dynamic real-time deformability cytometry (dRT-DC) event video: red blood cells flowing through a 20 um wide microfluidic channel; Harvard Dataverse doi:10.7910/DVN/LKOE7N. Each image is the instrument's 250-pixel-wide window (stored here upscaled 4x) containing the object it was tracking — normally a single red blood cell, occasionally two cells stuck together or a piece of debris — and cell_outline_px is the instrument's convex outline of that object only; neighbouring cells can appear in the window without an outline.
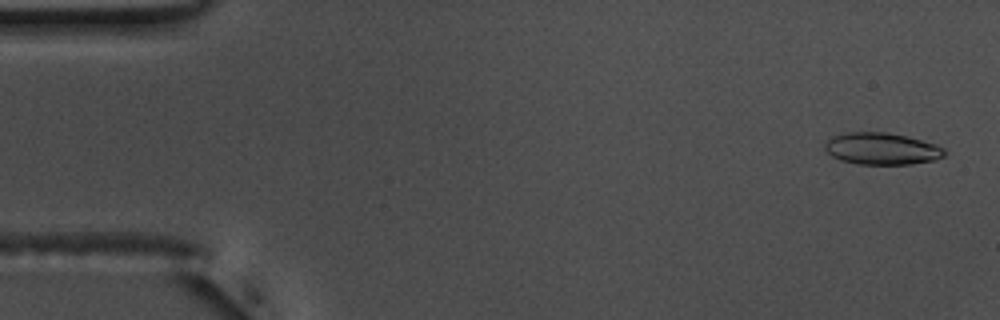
{"species": "common noctule bat (a hibernating species)", "species_latin": "Nyctalus noctula", "temperature_condition": "warm", "stored_images_in_passage": 55, "camera_frame_rate_fps": 3000, "um_per_image_px": 0.085, "animal": {"sex": "male", "body_mass_g": 17.5, "forearm_length_mm": 52.3}, "frame": {"image": 1, "passage_image": 2, "time_ms": 0.333, "image_size_px": [1000, 320], "cell_outline_px": [[948, 152], [944, 156], [936, 160], [912, 164], [856, 164], [840, 160], [832, 156], [824, 148], [824, 144], [832, 136], [848, 132], [888, 132], [908, 136], [936, 144], [944, 148]], "centroid_in_image_um": [74.98, 12.64], "position_along_channel_um": 10.0, "area_um2": 22.48}}
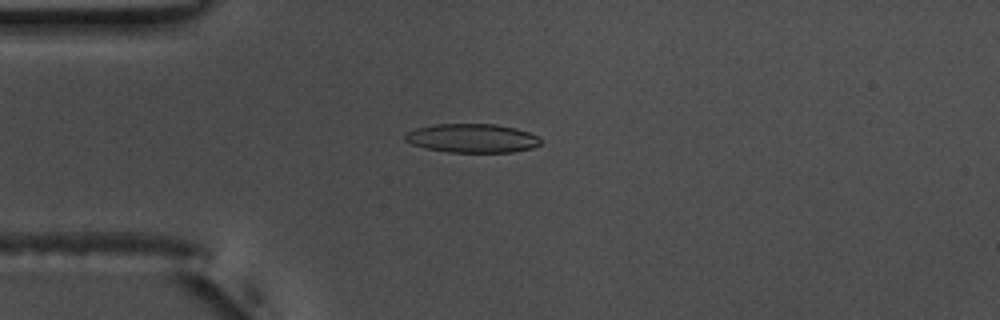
{"frame": {"image": 2, "passage_image": 14, "time_ms": 4.333, "image_size_px": [1000, 320], "cell_outline_px": [[540, 144], [532, 148], [512, 152], [448, 152], [424, 148], [412, 144], [404, 140], [404, 136], [408, 132], [416, 128], [436, 124], [496, 124], [516, 128], [528, 132], [536, 136], [540, 140]], "centroid_in_image_um": [40.11, 11.75], "position_along_channel_um": 44.9, "area_um2": 22.72}}
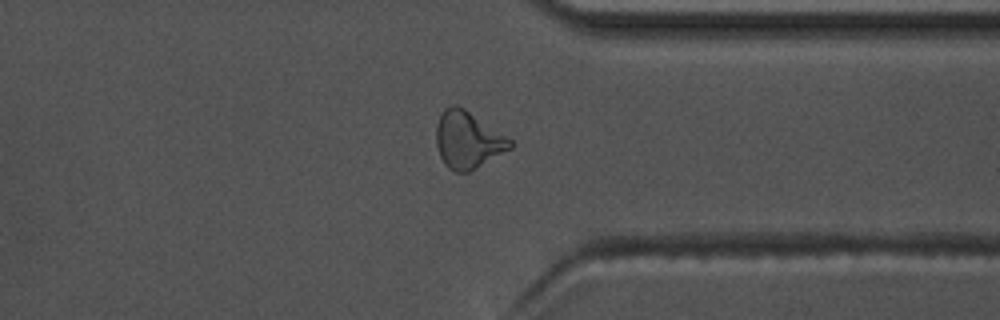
{"frame": {"image": 3, "passage_image": 42, "time_ms": 13.667, "image_size_px": [1000, 320], "cell_outline_px": [[512, 148], [468, 172], [456, 172], [448, 168], [444, 164], [440, 156], [436, 144], [436, 124], [444, 108], [452, 104], [456, 104], [464, 108], [512, 140]], "centroid_in_image_um": [39.73, 11.89], "position_along_channel_um": 371.7, "area_um2": 24.39}, "authors_computed_cell_mechanics": {"area_um2": 22.7732, "velocity_mm_per_s": 3.717, "shape_relaxation_time_tau1_ms": 5.0571, "shape_relaxation_time_tau2_ms": 2.5324, "deformation_change_tau1": 0.1825, "deformation_change_tau2": 0.0931}}